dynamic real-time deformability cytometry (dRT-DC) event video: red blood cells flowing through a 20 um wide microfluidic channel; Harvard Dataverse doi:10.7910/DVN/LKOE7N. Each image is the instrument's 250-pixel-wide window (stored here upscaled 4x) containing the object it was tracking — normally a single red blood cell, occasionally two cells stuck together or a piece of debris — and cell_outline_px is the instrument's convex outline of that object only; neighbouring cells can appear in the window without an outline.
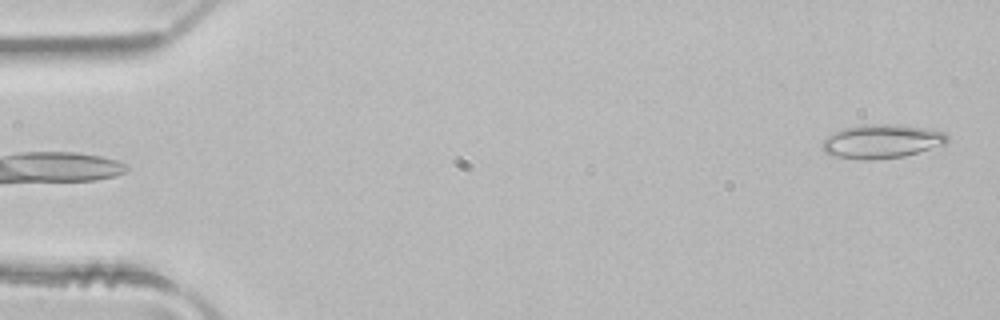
{"species": "common noctule bat (a hibernating species)", "species_latin": "Nyctalus noctula", "temperature_condition": "room temperature", "stored_images_in_passage": 4, "camera_frame_rate_fps": 3000, "um_per_image_px": 0.085, "animal": {"sex": "male", "body_mass_g": 21.5, "forearm_length_mm": 52.0}, "frame": {"image": 1, "passage_image": 4, "time_ms": 1.0, "image_size_px": [1000, 320], "cell_outline_px": [[952, 140], [948, 144], [904, 156], [876, 160], [860, 160], [836, 156], [824, 152], [820, 148], [824, 140], [828, 136], [844, 128], [860, 124], [896, 124], [932, 128], [944, 132]], "centroid_in_image_um": [75.02, 12.01], "position_along_channel_um": 10.0, "area_um2": 25.2}}